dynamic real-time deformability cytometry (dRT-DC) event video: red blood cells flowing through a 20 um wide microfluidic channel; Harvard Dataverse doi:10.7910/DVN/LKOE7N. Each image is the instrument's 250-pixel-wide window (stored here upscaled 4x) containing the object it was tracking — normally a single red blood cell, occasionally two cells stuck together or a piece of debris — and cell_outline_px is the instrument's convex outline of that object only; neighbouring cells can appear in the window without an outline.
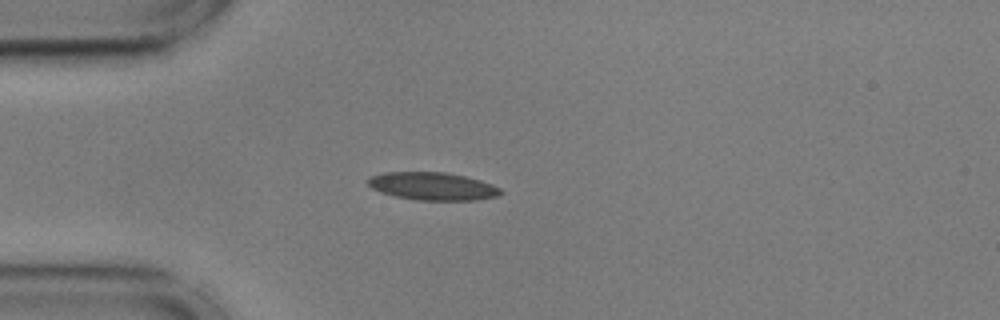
{"species": "common noctule bat (a hibernating species)", "species_latin": "Nyctalus noctula", "temperature_condition": "cold", "stored_images_in_passage": 42, "camera_frame_rate_fps": 3000, "um_per_image_px": 0.085, "animal": {"sex": "male", "body_mass_g": 17.9, "forearm_length_mm": 54.2}, "frame": {"image": 1, "passage_image": 1, "time_ms": 0.0, "image_size_px": [1000, 320], "cell_outline_px": [[504, 192], [496, 196], [476, 200], [416, 200], [396, 196], [380, 192], [372, 188], [364, 180], [368, 176], [384, 172], [444, 172], [464, 176], [480, 180], [492, 184], [500, 188]], "centroid_in_image_um": [36.73, 15.82], "position_along_channel_um": 48.3, "area_um2": 21.62}}
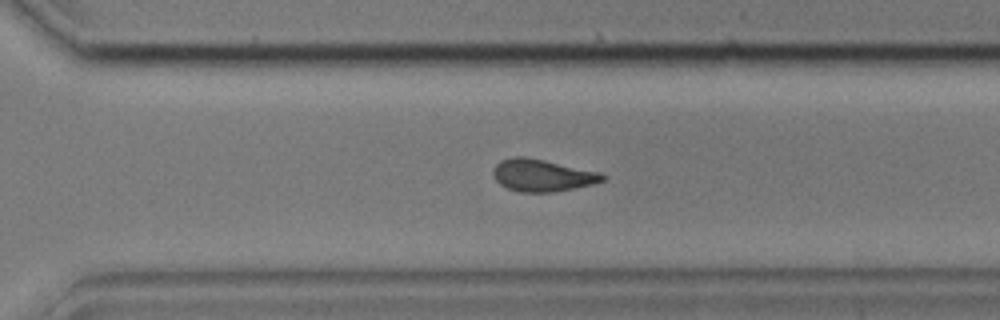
{"frame": {"image": 2, "passage_image": 25, "time_ms": 8.0, "image_size_px": [1000, 320], "cell_outline_px": [[604, 180], [592, 184], [552, 192], [520, 192], [508, 188], [500, 184], [496, 180], [492, 172], [496, 164], [500, 160], [512, 156], [524, 156], [544, 160], [600, 172], [604, 176]], "centroid_in_image_um": [46.05, 14.89], "position_along_channel_um": 324.6, "area_um2": 20.29}}
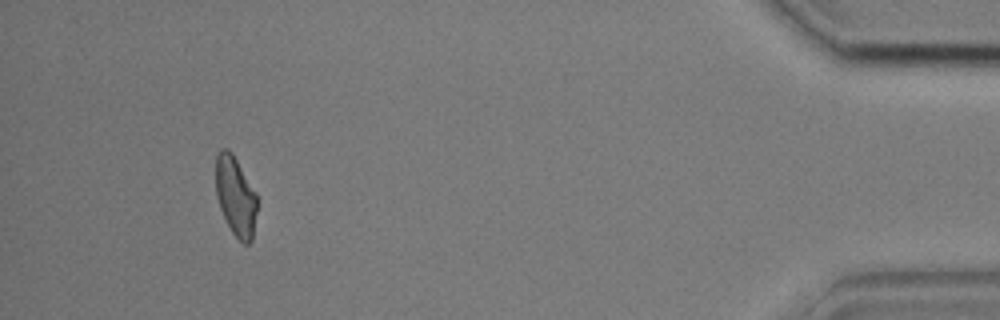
{"frame": {"image": 3, "passage_image": 38, "time_ms": 12.333, "image_size_px": [1000, 320], "cell_outline_px": [[256, 212], [252, 240], [248, 244], [244, 244], [232, 232], [220, 208], [216, 196], [216, 156], [220, 148], [228, 148], [232, 152], [256, 192]], "centroid_in_image_um": [20.01, 16.64], "position_along_channel_um": 415.2, "area_um2": 19.02}, "authors_computed_cell_mechanics": {"area_um2": 20.2011, "velocity_mm_per_s": 3.607, "shape_relaxation_time_tau1_ms": 2.5409, "shape_relaxation_time_tau2_ms": 2.5536, "deformation_change_tau1": 0.1257, "deformation_change_tau2": 0.1074}}